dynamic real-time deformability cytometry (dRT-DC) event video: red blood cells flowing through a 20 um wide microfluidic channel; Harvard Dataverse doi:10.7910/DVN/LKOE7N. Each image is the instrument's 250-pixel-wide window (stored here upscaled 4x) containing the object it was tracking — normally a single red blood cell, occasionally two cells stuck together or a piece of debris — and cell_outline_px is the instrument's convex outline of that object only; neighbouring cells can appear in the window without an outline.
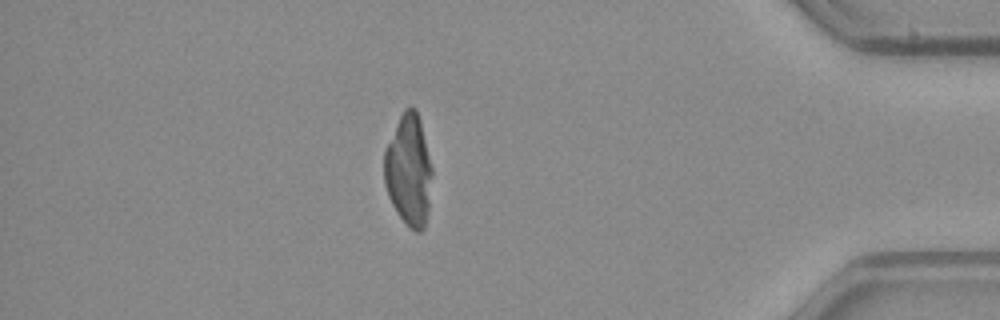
{"species": "common noctule bat (a hibernating species)", "species_latin": "Nyctalus noctula", "temperature_condition": "warm", "stored_images_in_passage": 36, "camera_frame_rate_fps": 3000, "um_per_image_px": 0.085, "animal": {"sex": "male", "body_mass_g": 23.1, "forearm_length_mm": 52.7}, "frame": {"image": 1, "passage_image": 35, "time_ms": 11.333, "image_size_px": [1000, 320], "cell_outline_px": [[432, 176], [428, 212], [424, 228], [420, 232], [416, 232], [396, 212], [388, 196], [384, 184], [384, 152], [396, 124], [404, 108], [412, 104], [416, 108], [420, 120], [432, 168]], "centroid_in_image_um": [34.74, 14.45], "position_along_channel_um": 400.5, "area_um2": 31.04}}